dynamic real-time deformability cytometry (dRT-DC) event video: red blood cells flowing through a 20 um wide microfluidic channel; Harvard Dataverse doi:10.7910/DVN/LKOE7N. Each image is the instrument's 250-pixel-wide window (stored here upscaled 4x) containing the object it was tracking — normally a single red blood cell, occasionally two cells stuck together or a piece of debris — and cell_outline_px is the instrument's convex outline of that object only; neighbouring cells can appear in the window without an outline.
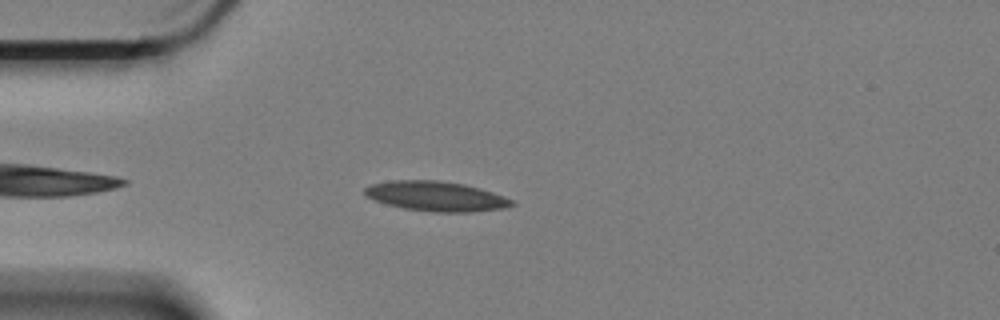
{"species": "Egyptian fruit bat (a non-hibernating species)", "species_latin": "Rousettus aegyptiacus", "temperature_condition": "cold", "stored_images_in_passage": 45, "camera_frame_rate_fps": 3000, "um_per_image_px": 0.085, "animal": {"sex": "female"}, "frame": {"image": 1, "passage_image": 6, "time_ms": 1.667, "image_size_px": [1000, 320], "cell_outline_px": [[516, 204], [504, 208], [472, 212], [432, 212], [404, 208], [388, 204], [376, 200], [368, 196], [364, 192], [364, 188], [372, 184], [392, 180], [440, 180], [464, 184], [480, 188], [504, 196], [512, 200]], "centroid_in_image_um": [37.1, 16.68], "position_along_channel_um": 47.9, "area_um2": 25.43}}
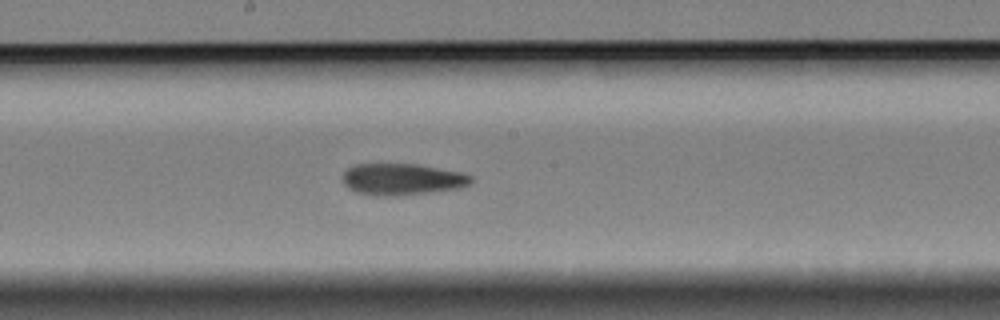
{"frame": {"image": 2, "passage_image": 22, "time_ms": 7.0, "image_size_px": [1000, 320], "cell_outline_px": [[472, 180], [468, 184], [460, 188], [396, 196], [384, 196], [356, 192], [348, 188], [344, 184], [344, 172], [348, 168], [356, 164], [416, 164], [460, 172], [472, 176]], "centroid_in_image_um": [34.17, 15.24], "position_along_channel_um": 214.0, "area_um2": 23.29}}
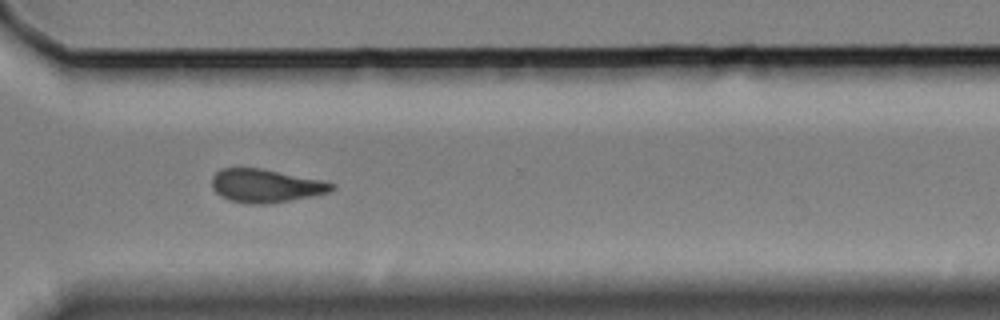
{"frame": {"image": 3, "passage_image": 34, "time_ms": 11.0, "image_size_px": [1000, 320], "cell_outline_px": [[336, 188], [328, 192], [312, 196], [268, 204], [252, 204], [228, 200], [220, 196], [212, 188], [212, 176], [220, 168], [260, 168], [320, 180], [336, 184]], "centroid_in_image_um": [22.55, 15.79], "position_along_channel_um": 348.0, "area_um2": 23.18}, "authors_computed_cell_mechanics": {"area_um2": 24.1604, "velocity_mm_per_s": 3.3497, "shape_relaxation_time_tau1_ms": 10.3863, "shape_relaxation_time_tau2_ms": 4.5885, "deformation_change_tau1": 0.1837, "deformation_change_tau2": 0.122}}